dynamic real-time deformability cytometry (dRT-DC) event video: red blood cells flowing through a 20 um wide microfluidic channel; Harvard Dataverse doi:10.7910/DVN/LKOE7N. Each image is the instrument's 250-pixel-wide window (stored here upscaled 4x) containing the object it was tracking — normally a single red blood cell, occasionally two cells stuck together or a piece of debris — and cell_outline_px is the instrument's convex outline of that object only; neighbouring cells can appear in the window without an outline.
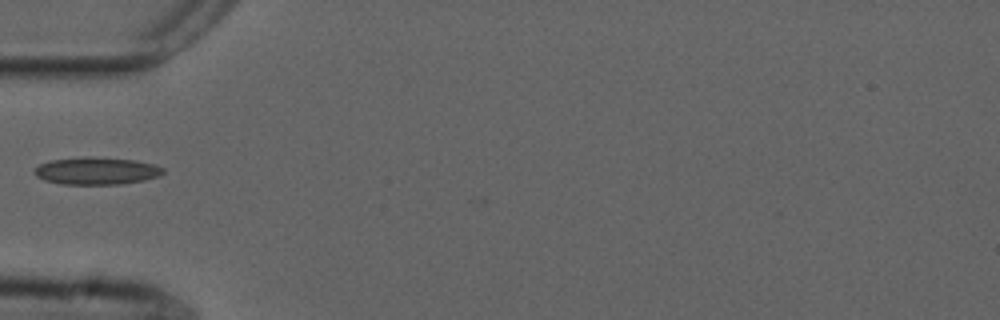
{"species": "common noctule bat (a hibernating species)", "species_latin": "Nyctalus noctula", "temperature_condition": "cold", "stored_images_in_passage": 38, "camera_frame_rate_fps": 3000, "um_per_image_px": 0.085, "animal": {"sex": "male", "forearm_length_mm": 52.5}, "frame": {"image": 1, "passage_image": 1, "time_ms": 0.0, "image_size_px": [1000, 320], "cell_outline_px": [[164, 172], [160, 176], [144, 180], [120, 184], [60, 184], [44, 180], [36, 176], [36, 168], [40, 164], [52, 160], [88, 156], [92, 156], [132, 160], [156, 164], [164, 168]], "centroid_in_image_um": [8.24, 14.52], "position_along_channel_um": 76.8, "area_um2": 20.46}}
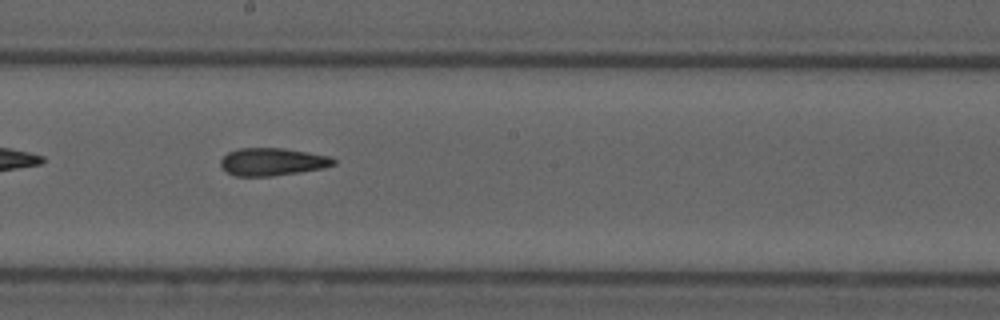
{"frame": {"image": 2, "passage_image": 13, "time_ms": 4.0, "image_size_px": [1000, 320], "cell_outline_px": [[336, 164], [324, 168], [272, 176], [236, 176], [228, 172], [220, 164], [220, 160], [228, 152], [240, 148], [284, 148], [308, 152], [328, 156], [336, 160]], "centroid_in_image_um": [23.16, 13.75], "position_along_channel_um": 225.0, "area_um2": 18.09}}
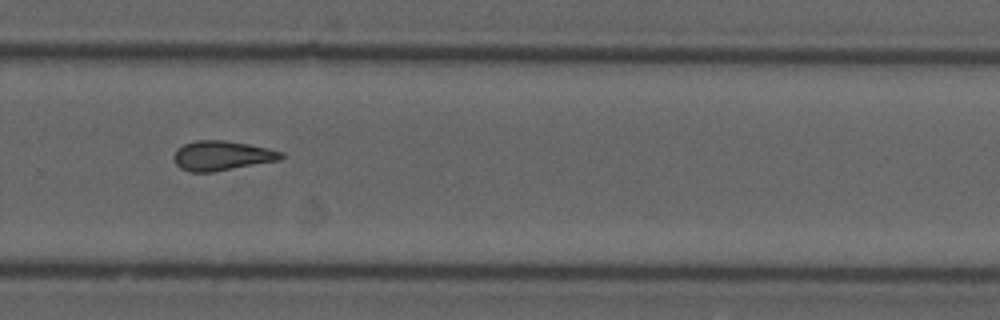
{"frame": {"image": 3, "passage_image": 20, "time_ms": 6.333, "image_size_px": [1000, 320], "cell_outline_px": [[284, 156], [280, 160], [212, 172], [188, 172], [180, 168], [176, 164], [172, 156], [176, 148], [184, 144], [196, 140], [224, 140], [248, 144], [268, 148], [284, 152]], "centroid_in_image_um": [18.83, 13.23], "position_along_channel_um": 311.0, "area_um2": 18.67}}